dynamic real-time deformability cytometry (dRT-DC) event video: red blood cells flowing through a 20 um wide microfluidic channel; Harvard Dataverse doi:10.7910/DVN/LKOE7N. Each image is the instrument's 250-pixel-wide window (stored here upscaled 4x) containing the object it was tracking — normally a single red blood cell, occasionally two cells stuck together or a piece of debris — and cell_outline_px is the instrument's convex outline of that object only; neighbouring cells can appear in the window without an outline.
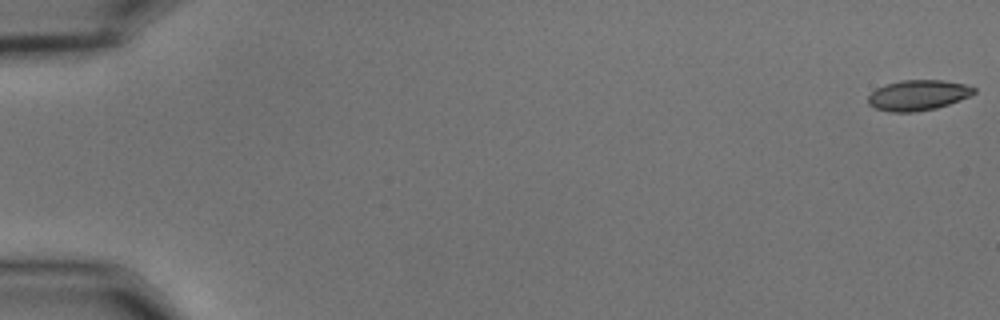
{"species": "common noctule bat (a hibernating species)", "species_latin": "Nyctalus noctula", "temperature_condition": "cold", "stored_images_in_passage": 19, "camera_frame_rate_fps": 3000, "um_per_image_px": 0.085, "animal": {"sex": "male", "body_mass_g": 15.6}, "frame": {"image": 1, "passage_image": 1, "time_ms": 0.0, "image_size_px": [1000, 320], "cell_outline_px": [[976, 92], [968, 96], [948, 104], [936, 108], [916, 112], [888, 112], [876, 108], [868, 104], [868, 96], [876, 88], [884, 84], [900, 80], [944, 80], [964, 84], [976, 88]], "centroid_in_image_um": [77.99, 8.09], "position_along_channel_um": 7.0, "area_um2": 18.79}}
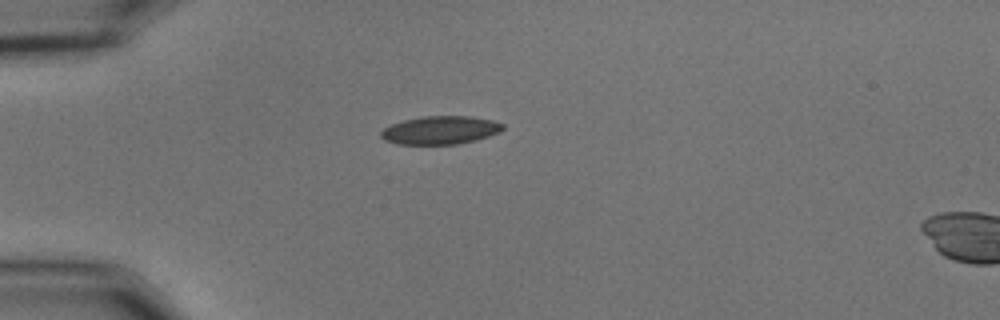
{"frame": {"image": 2, "passage_image": 16, "time_ms": 5.0, "image_size_px": [1000, 320], "cell_outline_px": [[504, 128], [500, 132], [476, 140], [456, 144], [396, 144], [384, 140], [380, 136], [380, 132], [384, 128], [392, 124], [404, 120], [424, 116], [468, 116], [492, 120], [504, 124]], "centroid_in_image_um": [37.42, 11.06], "position_along_channel_um": 47.6, "area_um2": 20.0}}